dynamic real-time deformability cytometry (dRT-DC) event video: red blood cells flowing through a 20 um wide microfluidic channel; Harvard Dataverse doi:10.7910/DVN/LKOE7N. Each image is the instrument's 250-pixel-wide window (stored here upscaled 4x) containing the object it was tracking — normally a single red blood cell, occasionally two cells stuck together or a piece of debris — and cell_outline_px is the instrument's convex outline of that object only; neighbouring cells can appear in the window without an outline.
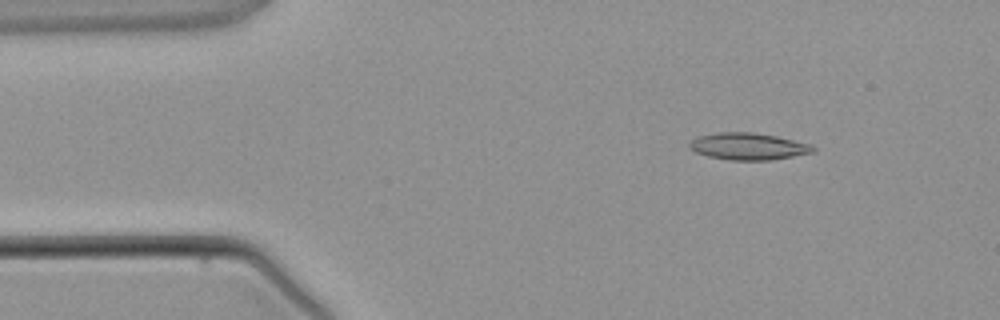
{"species": "common noctule bat (a hibernating species)", "species_latin": "Nyctalus noctula", "temperature_condition": "warm", "stored_images_in_passage": 3, "camera_frame_rate_fps": 3000, "um_per_image_px": 0.085, "animal": {"sex": "male", "body_mass_g": 21.5, "forearm_length_mm": 52.0}, "frame": {"image": 1, "passage_image": 2, "time_ms": 1.0, "image_size_px": [1000, 320], "cell_outline_px": [[816, 152], [772, 160], [728, 160], [708, 156], [696, 152], [688, 148], [688, 144], [696, 136], [716, 132], [756, 132], [776, 136], [812, 144], [816, 148]], "centroid_in_image_um": [63.61, 12.44], "position_along_channel_um": 21.4, "area_um2": 19.71}}